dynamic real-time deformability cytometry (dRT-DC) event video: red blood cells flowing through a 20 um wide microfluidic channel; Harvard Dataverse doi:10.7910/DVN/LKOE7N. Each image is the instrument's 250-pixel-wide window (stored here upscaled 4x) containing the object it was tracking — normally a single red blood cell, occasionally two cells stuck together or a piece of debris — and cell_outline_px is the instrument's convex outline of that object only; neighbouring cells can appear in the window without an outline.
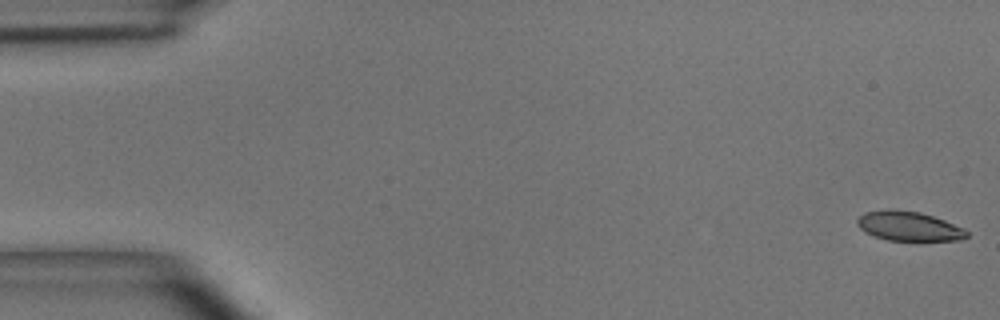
{"species": "common noctule bat (a hibernating species)", "species_latin": "Nyctalus noctula", "temperature_condition": "room temperature", "stored_images_in_passage": 49, "camera_frame_rate_fps": 3000, "um_per_image_px": 0.085, "animal": {"sex": "male", "body_mass_g": 15.6}, "frame": {"image": 1, "passage_image": 1, "time_ms": 0.0, "image_size_px": [1000, 320], "cell_outline_px": [[968, 236], [960, 240], [888, 240], [864, 232], [856, 224], [856, 220], [864, 212], [920, 212], [944, 220], [964, 228], [968, 232]], "centroid_in_image_um": [77.29, 19.27], "position_along_channel_um": 7.7, "area_um2": 17.98}}
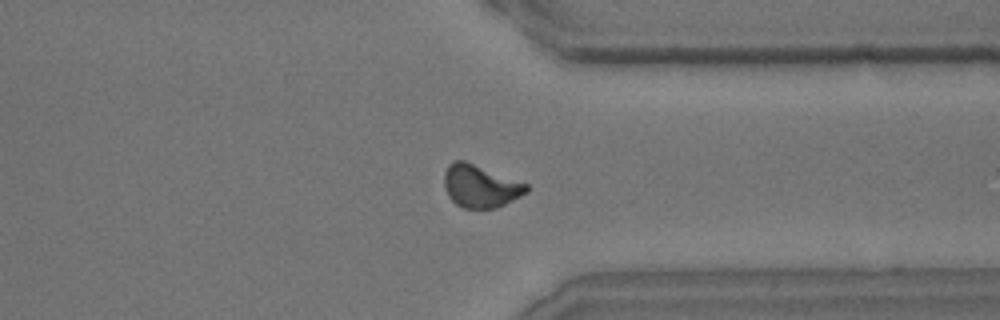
{"frame": {"image": 2, "passage_image": 38, "time_ms": 12.333, "image_size_px": [1000, 320], "cell_outline_px": [[528, 192], [496, 208], [464, 208], [456, 204], [448, 196], [444, 188], [444, 172], [448, 164], [452, 160], [464, 160], [528, 184]], "centroid_in_image_um": [40.8, 15.81], "position_along_channel_um": 370.6, "area_um2": 20.4}}
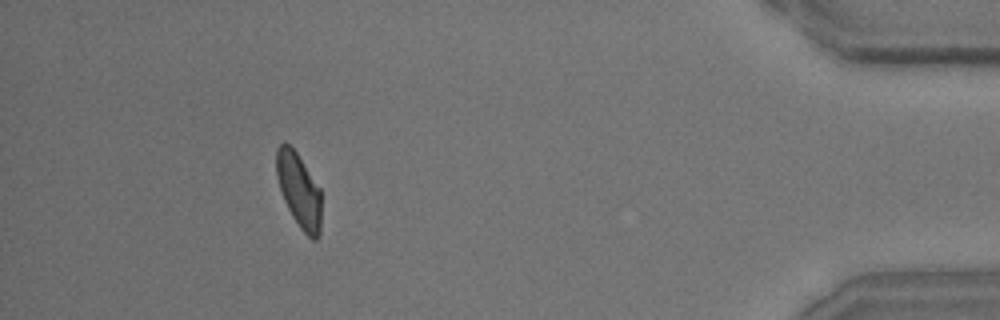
{"frame": {"image": 3, "passage_image": 45, "time_ms": 14.667, "image_size_px": [1000, 320], "cell_outline_px": [[320, 236], [316, 240], [312, 240], [300, 228], [292, 216], [284, 200], [276, 176], [276, 148], [284, 140], [296, 152], [320, 188]], "centroid_in_image_um": [25.4, 16.17], "position_along_channel_um": 409.8, "area_um2": 19.36}, "authors_computed_cell_mechanics": {"area_um2": 20.23, "velocity_mm_per_s": 4.0475, "shape_relaxation_time_tau1_ms": 4.9794, "shape_relaxation_time_tau2_ms": 2.536, "deformation_change_tau1": 0.1461, "deformation_change_tau2": 0.0765}}